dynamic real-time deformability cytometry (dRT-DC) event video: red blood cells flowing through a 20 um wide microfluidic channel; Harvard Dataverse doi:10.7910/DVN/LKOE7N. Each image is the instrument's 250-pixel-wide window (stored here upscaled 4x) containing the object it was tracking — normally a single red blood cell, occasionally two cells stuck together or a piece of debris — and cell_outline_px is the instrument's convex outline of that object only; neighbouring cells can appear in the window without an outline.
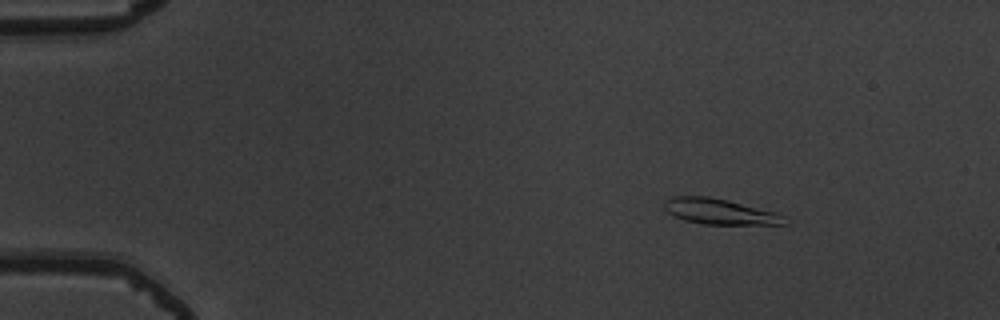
{"species": "common noctule bat (a hibernating species)", "species_latin": "Nyctalus noctula", "temperature_condition": "warm", "stored_images_in_passage": 55, "camera_frame_rate_fps": 3000, "um_per_image_px": 0.085, "animal": {"sex": "male", "body_mass_g": 19.5, "forearm_length_mm": 54.6}, "frame": {"image": 1, "passage_image": 8, "time_ms": 2.333, "image_size_px": [1000, 320], "cell_outline_px": [[788, 224], [700, 224], [684, 220], [668, 212], [664, 208], [664, 200], [672, 196], [708, 196], [728, 200], [776, 212]], "centroid_in_image_um": [61.11, 17.97], "position_along_channel_um": 23.9, "area_um2": 17.74}}
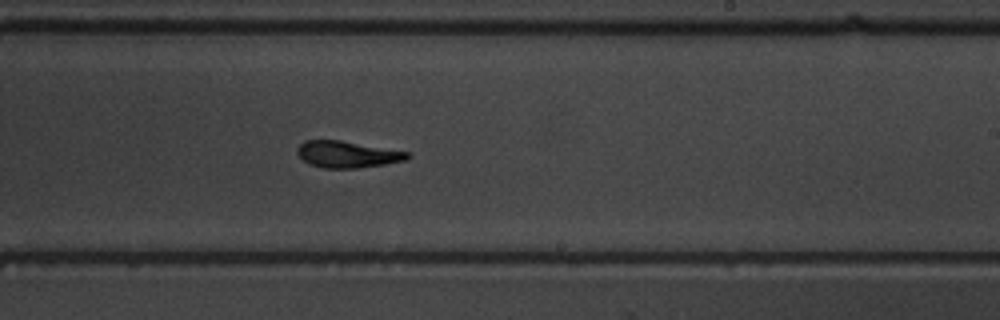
{"frame": {"image": 2, "passage_image": 34, "time_ms": 11.0, "image_size_px": [1000, 320], "cell_outline_px": [[412, 156], [404, 160], [384, 164], [356, 168], [324, 168], [308, 164], [296, 152], [296, 148], [304, 140], [340, 140], [408, 152]], "centroid_in_image_um": [29.48, 13.11], "position_along_channel_um": 259.5, "area_um2": 16.94}}
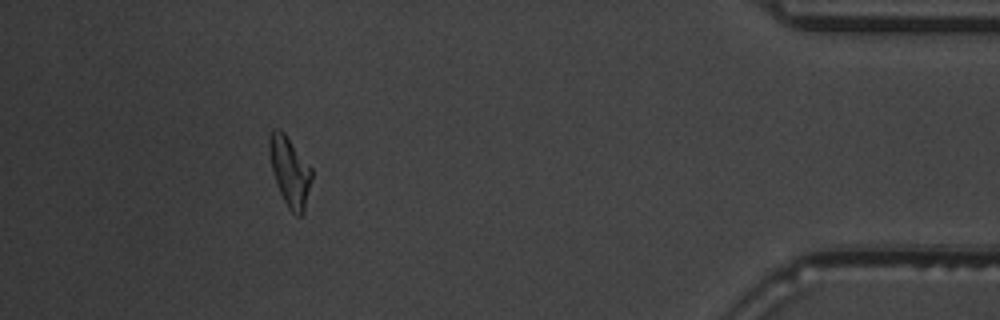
{"frame": {"image": 3, "passage_image": 50, "time_ms": 16.333, "image_size_px": [1000, 320], "cell_outline_px": [[312, 180], [304, 212], [300, 216], [296, 216], [288, 208], [276, 184], [272, 172], [268, 152], [268, 140], [272, 128], [280, 128], [284, 132], [312, 168]], "centroid_in_image_um": [24.62, 14.55], "position_along_channel_um": 410.6, "area_um2": 17.46}, "authors_computed_cell_mechanics": {"area_um2": 17.34, "velocity_mm_per_s": 3.7612, "shape_relaxation_time_tau1_ms": 3.9964, "shape_relaxation_time_tau2_ms": 2.1298, "deformation_change_tau1": 0.1875, "deformation_change_tau2": 0.1206}}